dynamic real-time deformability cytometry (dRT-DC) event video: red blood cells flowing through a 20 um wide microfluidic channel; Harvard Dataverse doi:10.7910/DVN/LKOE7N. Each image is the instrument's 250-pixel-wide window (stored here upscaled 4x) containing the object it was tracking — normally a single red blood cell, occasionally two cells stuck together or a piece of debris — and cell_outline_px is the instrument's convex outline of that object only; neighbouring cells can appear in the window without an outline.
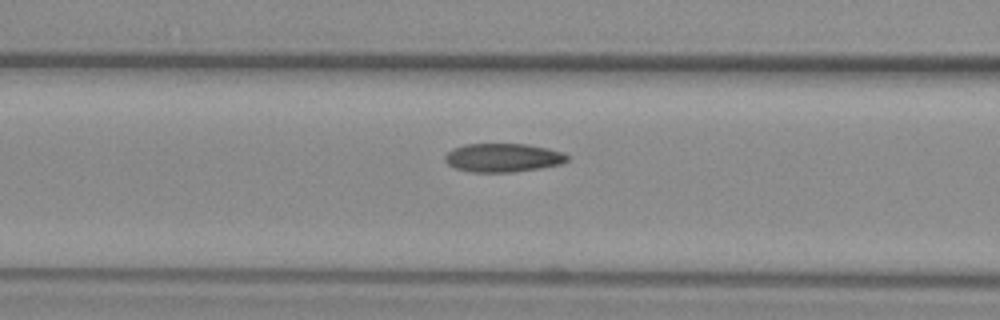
{"species": "common noctule bat (a hibernating species)", "species_latin": "Nyctalus noctula", "temperature_condition": "warm", "stored_images_in_passage": 53, "camera_frame_rate_fps": 3000, "um_per_image_px": 0.085, "animal": {"sex": "female", "body_mass_g": 29.2, "forearm_length_mm": 56.3}, "frame": {"image": 1, "passage_image": 22, "time_ms": 7.0, "image_size_px": [1000, 320], "cell_outline_px": [[568, 160], [560, 164], [540, 168], [512, 172], [468, 172], [456, 168], [448, 164], [444, 160], [444, 156], [452, 148], [464, 144], [528, 144], [548, 148], [564, 152], [568, 156]], "centroid_in_image_um": [42.74, 13.4], "position_along_channel_um": 123.9, "area_um2": 20.52}}
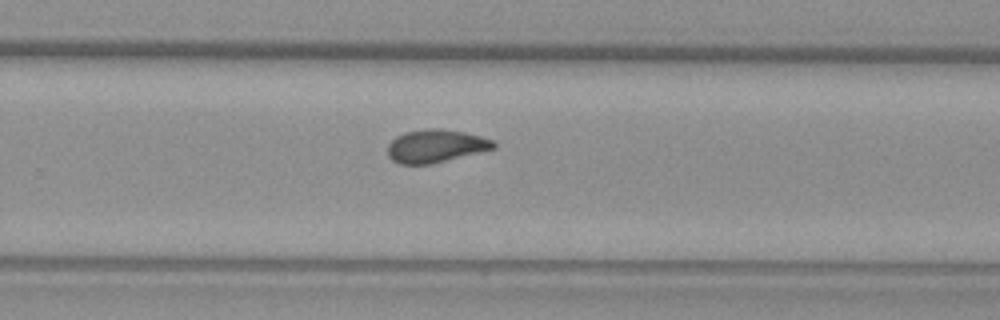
{"frame": {"image": 2, "passage_image": 35, "time_ms": 11.333, "image_size_px": [1000, 320], "cell_outline_px": [[496, 148], [480, 152], [428, 164], [400, 164], [392, 160], [388, 156], [388, 144], [396, 136], [404, 132], [424, 128], [440, 128], [464, 132], [496, 140]], "centroid_in_image_um": [37.03, 12.39], "position_along_channel_um": 292.8, "area_um2": 20.4}}
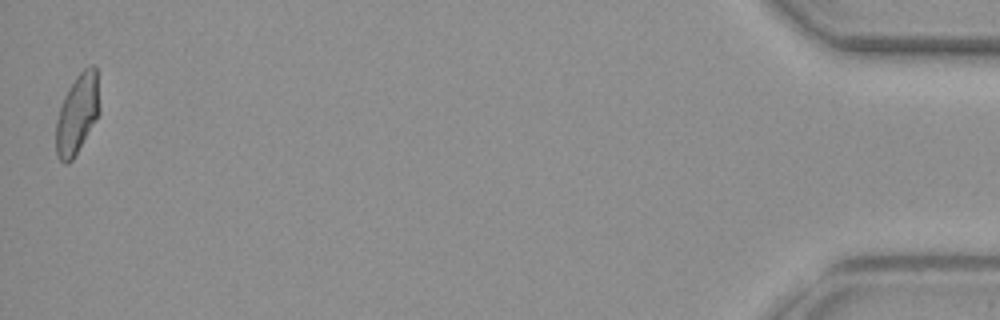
{"frame": {"image": 3, "passage_image": 53, "time_ms": 17.333, "image_size_px": [1000, 320], "cell_outline_px": [[100, 112], [72, 160], [68, 164], [64, 164], [60, 160], [56, 152], [56, 120], [64, 96], [68, 88], [76, 76], [84, 68], [92, 64], [96, 64], [100, 108]], "centroid_in_image_um": [6.57, 9.65], "position_along_channel_um": 428.6, "area_um2": 20.17}, "authors_computed_cell_mechanics": {"area_um2": 20.4034, "velocity_mm_per_s": 3.9055, "shape_relaxation_time_tau1_ms": 10.8378, "shape_relaxation_time_tau2_ms": 1.8054, "deformation_change_tau1": 0.2235, "deformation_change_tau2": 0.0743}}